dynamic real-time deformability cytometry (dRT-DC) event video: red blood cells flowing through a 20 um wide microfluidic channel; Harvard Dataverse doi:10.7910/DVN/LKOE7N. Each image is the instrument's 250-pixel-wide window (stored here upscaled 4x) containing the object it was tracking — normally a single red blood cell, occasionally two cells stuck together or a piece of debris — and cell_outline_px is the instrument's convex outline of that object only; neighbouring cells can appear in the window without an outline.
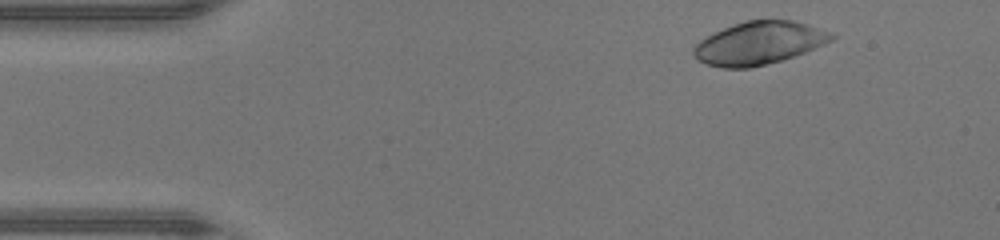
{"species": "human", "species_latin": "Homo sapiens", "temperature_condition": "warm", "stored_images_in_passage": 43, "camera_frame_rate_fps": 3000, "um_per_image_px": 0.085, "donor": {"sex": "male"}, "frame": {"image": 1, "passage_image": 2, "time_ms": 0.333, "image_size_px": [1000, 240], "cell_outline_px": [[836, 36], [832, 40], [824, 44], [804, 52], [780, 60], [748, 68], [724, 68], [708, 64], [696, 60], [692, 52], [692, 48], [700, 40], [732, 24], [744, 20], [792, 20], [808, 24], [832, 32]], "centroid_in_image_um": [64.5, 3.65], "position_along_channel_um": 20.5, "area_um2": 34.22}}
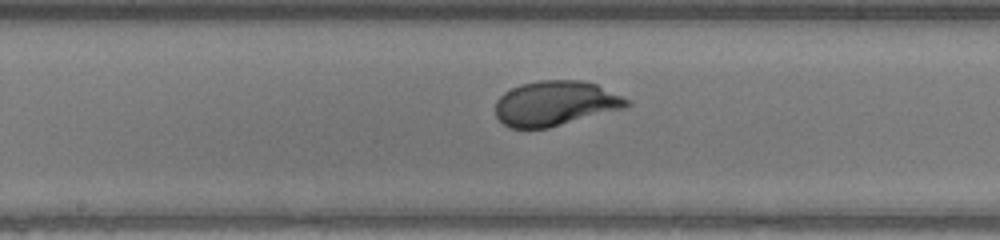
{"frame": {"image": 2, "passage_image": 20, "time_ms": 6.333, "image_size_px": [1000, 240], "cell_outline_px": [[632, 104], [628, 108], [548, 128], [508, 128], [496, 116], [496, 100], [504, 92], [520, 84], [540, 80], [580, 80], [596, 84], [632, 100]], "centroid_in_image_um": [47.26, 8.79], "position_along_channel_um": 200.9, "area_um2": 34.74}}
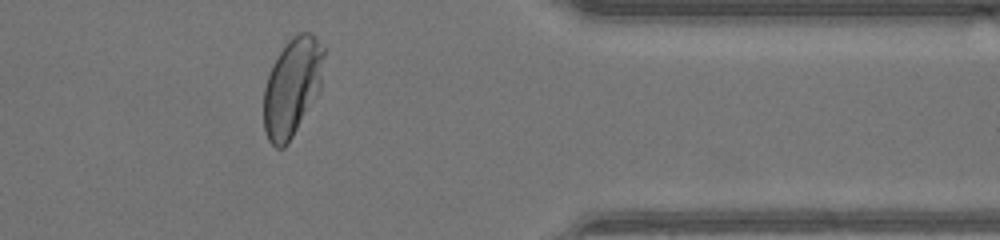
{"frame": {"image": 3, "passage_image": 34, "time_ms": 11.0, "image_size_px": [1000, 240], "cell_outline_px": [[324, 56], [320, 92], [288, 144], [284, 148], [276, 148], [268, 140], [264, 128], [264, 88], [272, 64], [288, 40], [300, 32], [312, 32], [324, 48]], "centroid_in_image_um": [24.85, 7.41], "position_along_channel_um": 386.6, "area_um2": 34.62}, "authors_computed_cell_mechanics": {"area_um2": 34.6222, "velocity_mm_per_s": 4.4129, "shape_relaxation_time_tau1_ms": 2.3671, "shape_relaxation_time_tau2_ms": null, "deformation_change_tau1": 0.1774, "deformation_change_tau2": null}}